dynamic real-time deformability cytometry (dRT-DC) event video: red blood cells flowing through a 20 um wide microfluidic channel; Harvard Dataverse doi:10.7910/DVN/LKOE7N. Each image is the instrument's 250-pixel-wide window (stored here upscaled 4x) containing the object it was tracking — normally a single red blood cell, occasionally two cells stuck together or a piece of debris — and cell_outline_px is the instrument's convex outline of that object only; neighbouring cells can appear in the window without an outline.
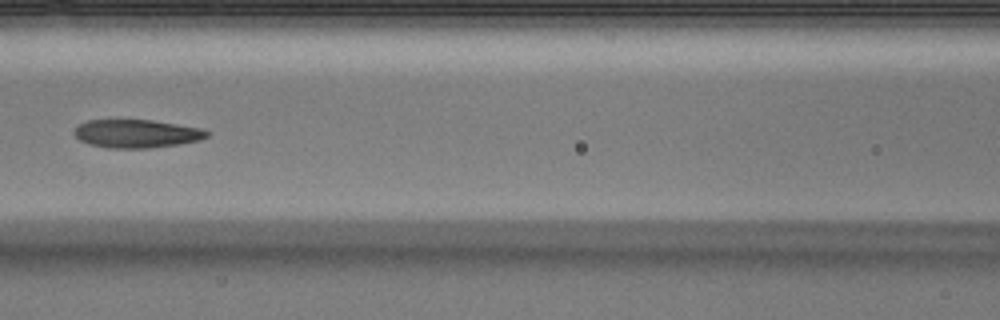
{"species": "Egyptian fruit bat (a non-hibernating species)", "species_latin": "Rousettus aegyptiacus", "temperature_condition": "warm", "stored_images_in_passage": 6, "camera_frame_rate_fps": 3000, "um_per_image_px": 0.085, "animal": {"sex": "male"}, "frame": {"image": 1, "passage_image": 6, "time_ms": 1.667, "image_size_px": [1000, 320], "cell_outline_px": [[208, 136], [200, 140], [180, 144], [148, 148], [108, 148], [88, 144], [80, 140], [72, 132], [80, 124], [88, 120], [152, 120], [204, 128], [208, 132]], "centroid_in_image_um": [11.63, 11.36], "position_along_channel_um": 155.0, "area_um2": 21.91}}